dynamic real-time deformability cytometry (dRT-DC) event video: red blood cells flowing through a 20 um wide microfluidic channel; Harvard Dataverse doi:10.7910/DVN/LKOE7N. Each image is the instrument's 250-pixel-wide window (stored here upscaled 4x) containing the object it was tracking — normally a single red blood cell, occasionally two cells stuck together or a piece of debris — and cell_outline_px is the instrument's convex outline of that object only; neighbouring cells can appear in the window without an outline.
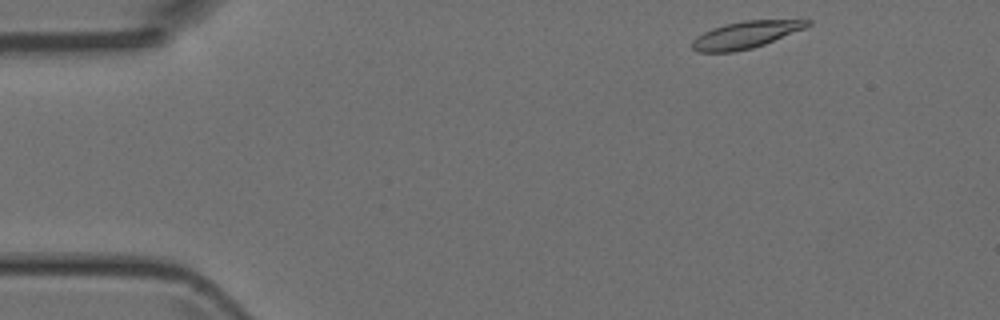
{"species": "Egyptian fruit bat (a non-hibernating species)", "species_latin": "Rousettus aegyptiacus", "temperature_condition": "room temperature", "stored_images_in_passage": 5, "camera_frame_rate_fps": 3000, "um_per_image_px": 0.085, "animal": {"sex": "female"}, "frame": {"image": 1, "passage_image": 1, "time_ms": 0.0, "image_size_px": [1000, 320], "cell_outline_px": [[812, 24], [804, 28], [764, 44], [752, 48], [736, 52], [696, 52], [692, 48], [692, 40], [696, 36], [712, 28], [724, 24], [744, 20], [812, 20]], "centroid_in_image_um": [63.34, 2.96], "position_along_channel_um": 21.7, "area_um2": 18.09}}
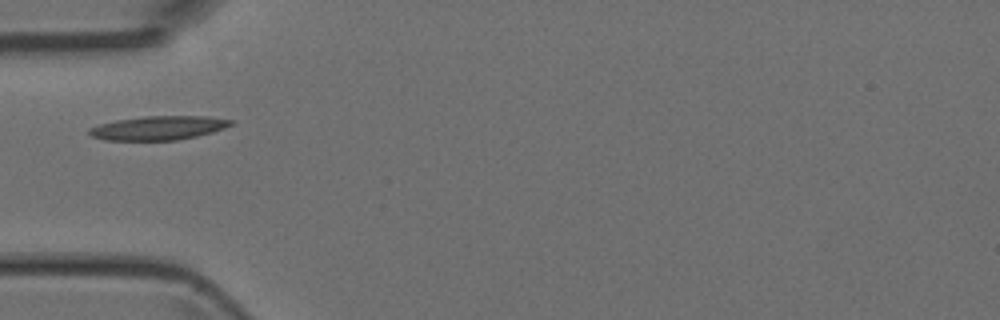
{"frame": {"image": 2, "passage_image": 4, "time_ms": 3.333, "image_size_px": [1000, 320], "cell_outline_px": [[236, 120], [232, 124], [224, 128], [212, 132], [196, 136], [176, 140], [104, 140], [92, 136], [88, 132], [88, 128], [100, 124], [116, 120], [144, 116], [208, 116]], "centroid_in_image_um": [13.48, 10.87], "position_along_channel_um": 71.5, "area_um2": 19.77}}
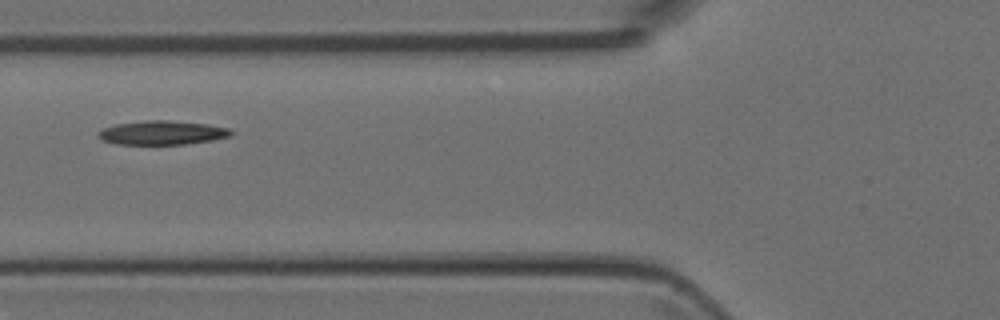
{"frame": {"image": 3, "passage_image": 5, "time_ms": 4.333, "image_size_px": [1000, 320], "cell_outline_px": [[232, 136], [212, 140], [184, 144], [116, 144], [104, 140], [96, 136], [96, 132], [104, 128], [116, 124], [144, 120], [168, 120], [208, 124], [228, 128], [232, 132]], "centroid_in_image_um": [13.76, 11.27], "position_along_channel_um": 112.0, "area_um2": 18.55}}